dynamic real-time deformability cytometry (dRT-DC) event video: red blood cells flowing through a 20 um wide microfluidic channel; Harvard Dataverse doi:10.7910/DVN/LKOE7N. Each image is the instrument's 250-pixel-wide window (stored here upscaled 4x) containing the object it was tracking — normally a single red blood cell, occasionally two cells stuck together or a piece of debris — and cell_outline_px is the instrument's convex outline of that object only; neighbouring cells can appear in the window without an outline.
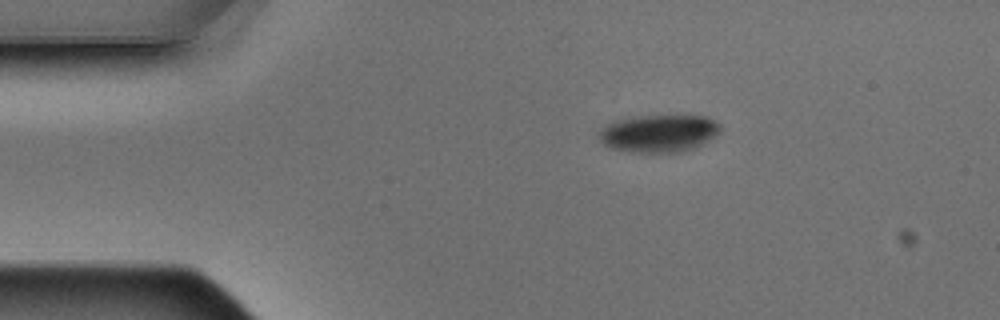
{"species": "Egyptian fruit bat (a non-hibernating species)", "species_latin": "Rousettus aegyptiacus", "temperature_condition": "warm", "stored_images_in_passage": 9, "camera_frame_rate_fps": 3000, "um_per_image_px": 0.085, "animal": {"sex": "male"}, "frame": {"image": 1, "passage_image": 1, "time_ms": 0.0, "image_size_px": [1000, 320], "cell_outline_px": [[720, 132], [708, 140], [684, 152], [632, 152], [612, 148], [604, 144], [600, 140], [600, 132], [608, 124], [616, 120], [640, 116], [680, 112], [688, 112], [708, 116], [716, 120], [720, 124]], "centroid_in_image_um": [56.1, 11.27], "position_along_channel_um": 28.9, "area_um2": 27.28}}
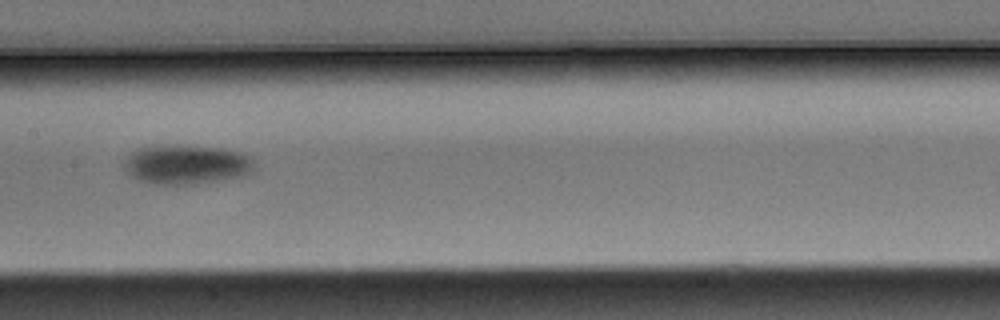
{"frame": {"image": 2, "passage_image": 6, "time_ms": 1.667, "image_size_px": [1000, 320], "cell_outline_px": [[252, 172], [240, 176], [220, 180], [196, 184], [152, 184], [128, 176], [120, 164], [136, 148], [152, 144], [188, 144], [224, 148], [244, 152], [252, 156]], "centroid_in_image_um": [15.77, 13.94], "position_along_channel_um": 191.6, "area_um2": 30.98}}
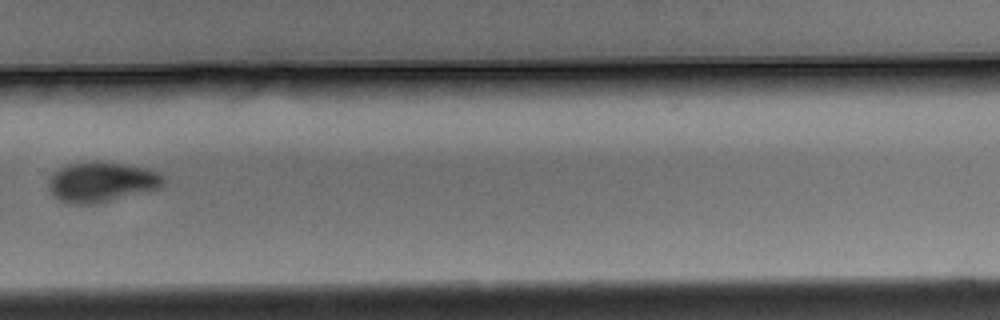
{"frame": {"image": 3, "passage_image": 9, "time_ms": 2.667, "image_size_px": [1000, 320], "cell_outline_px": [[164, 184], [156, 188], [92, 204], [68, 204], [52, 196], [48, 188], [48, 176], [64, 164], [124, 164], [148, 168], [164, 176]], "centroid_in_image_um": [8.54, 15.49], "position_along_channel_um": 321.3, "area_um2": 26.01}}